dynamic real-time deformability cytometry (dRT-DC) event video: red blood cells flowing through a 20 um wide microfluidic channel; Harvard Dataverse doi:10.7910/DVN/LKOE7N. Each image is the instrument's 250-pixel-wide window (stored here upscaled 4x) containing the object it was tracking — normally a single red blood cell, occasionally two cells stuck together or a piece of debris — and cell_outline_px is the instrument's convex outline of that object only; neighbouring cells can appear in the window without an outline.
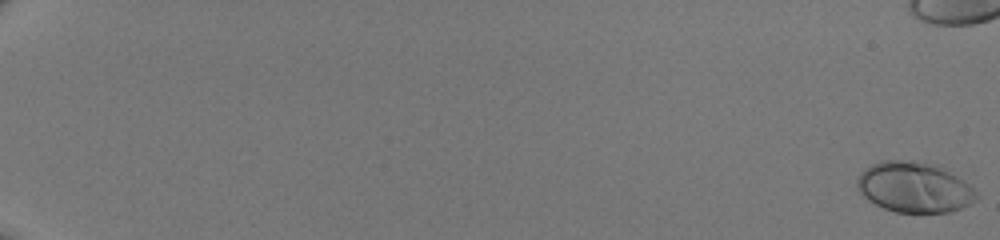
{"species": "human", "species_latin": "Homo sapiens", "temperature_condition": "room temperature", "stored_images_in_passage": 53, "camera_frame_rate_fps": 3000, "um_per_image_px": 0.085, "donor": {"sex": "male"}, "frame": {"image": 1, "passage_image": 1, "time_ms": 0.0, "image_size_px": [1000, 240], "cell_outline_px": [[980, 196], [976, 200], [960, 208], [948, 212], [896, 212], [884, 208], [868, 200], [860, 192], [856, 184], [856, 180], [860, 172], [864, 168], [880, 160], [900, 160], [940, 164], [964, 180], [980, 192]], "centroid_in_image_um": [77.74, 15.89], "position_along_channel_um": 7.3, "area_um2": 35.49}}
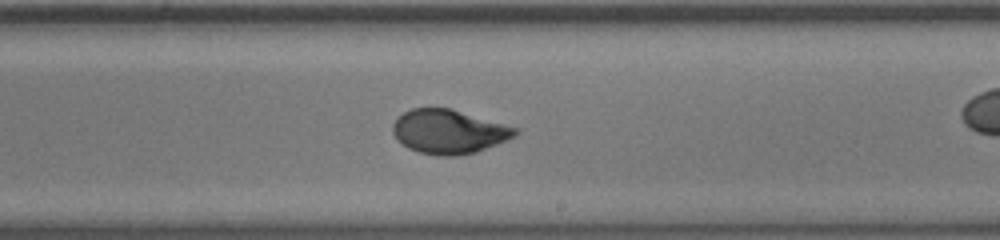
{"frame": {"image": 2, "passage_image": 35, "time_ms": 11.333, "image_size_px": [1000, 240], "cell_outline_px": [[520, 132], [516, 136], [476, 152], [456, 156], [436, 156], [420, 152], [408, 148], [396, 140], [392, 132], [392, 124], [396, 116], [412, 108], [448, 108], [520, 128]], "centroid_in_image_um": [38.12, 11.19], "position_along_channel_um": 250.9, "area_um2": 31.62}}
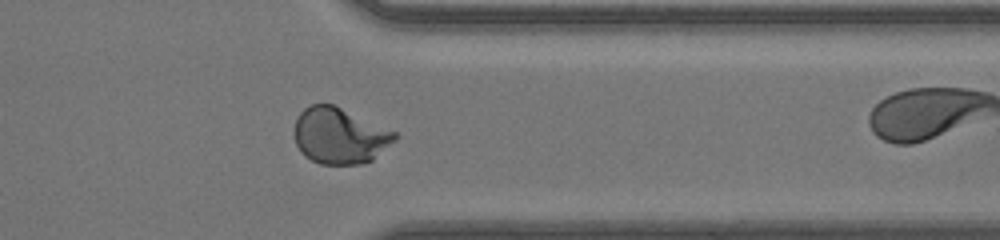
{"frame": {"image": 3, "passage_image": 44, "time_ms": 14.333, "image_size_px": [1000, 240], "cell_outline_px": [[396, 140], [372, 160], [360, 164], [320, 164], [304, 156], [300, 152], [296, 144], [292, 132], [296, 120], [300, 112], [304, 108], [312, 104], [332, 104], [396, 132]], "centroid_in_image_um": [28.83, 11.55], "position_along_channel_um": 382.6, "area_um2": 32.77}}